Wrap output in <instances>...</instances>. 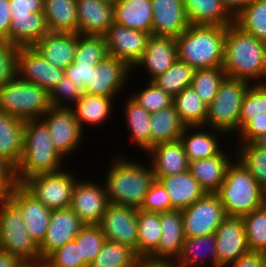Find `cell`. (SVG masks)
Instances as JSON below:
<instances>
[{
    "label": "cell",
    "mask_w": 266,
    "mask_h": 267,
    "mask_svg": "<svg viewBox=\"0 0 266 267\" xmlns=\"http://www.w3.org/2000/svg\"><path fill=\"white\" fill-rule=\"evenodd\" d=\"M226 77L248 82L266 80V42L243 31L235 23L226 27L224 61ZM261 78L265 79L261 81ZM250 80V81H249Z\"/></svg>",
    "instance_id": "cell-1"
},
{
    "label": "cell",
    "mask_w": 266,
    "mask_h": 267,
    "mask_svg": "<svg viewBox=\"0 0 266 267\" xmlns=\"http://www.w3.org/2000/svg\"><path fill=\"white\" fill-rule=\"evenodd\" d=\"M62 158L51 141L47 126L40 119L26 120L22 157L15 168L17 184L38 174L59 171Z\"/></svg>",
    "instance_id": "cell-2"
},
{
    "label": "cell",
    "mask_w": 266,
    "mask_h": 267,
    "mask_svg": "<svg viewBox=\"0 0 266 267\" xmlns=\"http://www.w3.org/2000/svg\"><path fill=\"white\" fill-rule=\"evenodd\" d=\"M113 162L103 183L109 203L140 209L155 179L151 167L122 157Z\"/></svg>",
    "instance_id": "cell-3"
},
{
    "label": "cell",
    "mask_w": 266,
    "mask_h": 267,
    "mask_svg": "<svg viewBox=\"0 0 266 267\" xmlns=\"http://www.w3.org/2000/svg\"><path fill=\"white\" fill-rule=\"evenodd\" d=\"M225 34L224 26L189 25L176 38L177 59L194 69L222 66Z\"/></svg>",
    "instance_id": "cell-4"
},
{
    "label": "cell",
    "mask_w": 266,
    "mask_h": 267,
    "mask_svg": "<svg viewBox=\"0 0 266 267\" xmlns=\"http://www.w3.org/2000/svg\"><path fill=\"white\" fill-rule=\"evenodd\" d=\"M216 194L227 217H243L266 203V192L238 160L229 165Z\"/></svg>",
    "instance_id": "cell-5"
},
{
    "label": "cell",
    "mask_w": 266,
    "mask_h": 267,
    "mask_svg": "<svg viewBox=\"0 0 266 267\" xmlns=\"http://www.w3.org/2000/svg\"><path fill=\"white\" fill-rule=\"evenodd\" d=\"M50 108L49 93L18 75L0 88V110L12 117L41 119Z\"/></svg>",
    "instance_id": "cell-6"
},
{
    "label": "cell",
    "mask_w": 266,
    "mask_h": 267,
    "mask_svg": "<svg viewBox=\"0 0 266 267\" xmlns=\"http://www.w3.org/2000/svg\"><path fill=\"white\" fill-rule=\"evenodd\" d=\"M251 82L225 77L217 95L207 107L205 125L221 134L239 132L240 108Z\"/></svg>",
    "instance_id": "cell-7"
},
{
    "label": "cell",
    "mask_w": 266,
    "mask_h": 267,
    "mask_svg": "<svg viewBox=\"0 0 266 267\" xmlns=\"http://www.w3.org/2000/svg\"><path fill=\"white\" fill-rule=\"evenodd\" d=\"M0 250L24 261L41 260L39 246L26 229L20 211L8 200H0Z\"/></svg>",
    "instance_id": "cell-8"
},
{
    "label": "cell",
    "mask_w": 266,
    "mask_h": 267,
    "mask_svg": "<svg viewBox=\"0 0 266 267\" xmlns=\"http://www.w3.org/2000/svg\"><path fill=\"white\" fill-rule=\"evenodd\" d=\"M72 173L59 170L38 174L26 179L21 185L39 202L51 210L68 208L77 182Z\"/></svg>",
    "instance_id": "cell-9"
},
{
    "label": "cell",
    "mask_w": 266,
    "mask_h": 267,
    "mask_svg": "<svg viewBox=\"0 0 266 267\" xmlns=\"http://www.w3.org/2000/svg\"><path fill=\"white\" fill-rule=\"evenodd\" d=\"M185 238L202 237L216 232L227 217L217 194L206 193L182 210Z\"/></svg>",
    "instance_id": "cell-10"
},
{
    "label": "cell",
    "mask_w": 266,
    "mask_h": 267,
    "mask_svg": "<svg viewBox=\"0 0 266 267\" xmlns=\"http://www.w3.org/2000/svg\"><path fill=\"white\" fill-rule=\"evenodd\" d=\"M50 133L55 149L64 158L81 144L82 130L70 107H54L40 119Z\"/></svg>",
    "instance_id": "cell-11"
},
{
    "label": "cell",
    "mask_w": 266,
    "mask_h": 267,
    "mask_svg": "<svg viewBox=\"0 0 266 267\" xmlns=\"http://www.w3.org/2000/svg\"><path fill=\"white\" fill-rule=\"evenodd\" d=\"M99 226L106 240L132 248L137 255V209L108 204Z\"/></svg>",
    "instance_id": "cell-12"
},
{
    "label": "cell",
    "mask_w": 266,
    "mask_h": 267,
    "mask_svg": "<svg viewBox=\"0 0 266 267\" xmlns=\"http://www.w3.org/2000/svg\"><path fill=\"white\" fill-rule=\"evenodd\" d=\"M108 55L123 61L130 69L141 59L151 35L113 23L104 35Z\"/></svg>",
    "instance_id": "cell-13"
},
{
    "label": "cell",
    "mask_w": 266,
    "mask_h": 267,
    "mask_svg": "<svg viewBox=\"0 0 266 267\" xmlns=\"http://www.w3.org/2000/svg\"><path fill=\"white\" fill-rule=\"evenodd\" d=\"M17 75L48 93L64 77V70L49 63L33 46L19 47Z\"/></svg>",
    "instance_id": "cell-14"
},
{
    "label": "cell",
    "mask_w": 266,
    "mask_h": 267,
    "mask_svg": "<svg viewBox=\"0 0 266 267\" xmlns=\"http://www.w3.org/2000/svg\"><path fill=\"white\" fill-rule=\"evenodd\" d=\"M109 204L105 186L89 181H77L70 208L85 225H99Z\"/></svg>",
    "instance_id": "cell-15"
},
{
    "label": "cell",
    "mask_w": 266,
    "mask_h": 267,
    "mask_svg": "<svg viewBox=\"0 0 266 267\" xmlns=\"http://www.w3.org/2000/svg\"><path fill=\"white\" fill-rule=\"evenodd\" d=\"M22 214L27 231L39 246L48 229L52 210L44 206L21 184H17L7 198Z\"/></svg>",
    "instance_id": "cell-16"
},
{
    "label": "cell",
    "mask_w": 266,
    "mask_h": 267,
    "mask_svg": "<svg viewBox=\"0 0 266 267\" xmlns=\"http://www.w3.org/2000/svg\"><path fill=\"white\" fill-rule=\"evenodd\" d=\"M218 267L231 266L249 252L242 217H226L214 233Z\"/></svg>",
    "instance_id": "cell-17"
},
{
    "label": "cell",
    "mask_w": 266,
    "mask_h": 267,
    "mask_svg": "<svg viewBox=\"0 0 266 267\" xmlns=\"http://www.w3.org/2000/svg\"><path fill=\"white\" fill-rule=\"evenodd\" d=\"M84 226L70 207L52 210L46 235L39 245L41 259H45L67 242L73 241Z\"/></svg>",
    "instance_id": "cell-18"
},
{
    "label": "cell",
    "mask_w": 266,
    "mask_h": 267,
    "mask_svg": "<svg viewBox=\"0 0 266 267\" xmlns=\"http://www.w3.org/2000/svg\"><path fill=\"white\" fill-rule=\"evenodd\" d=\"M130 71L123 61L108 55L96 65L91 83L85 87L84 93L115 98L124 82H127V76L131 75Z\"/></svg>",
    "instance_id": "cell-19"
},
{
    "label": "cell",
    "mask_w": 266,
    "mask_h": 267,
    "mask_svg": "<svg viewBox=\"0 0 266 267\" xmlns=\"http://www.w3.org/2000/svg\"><path fill=\"white\" fill-rule=\"evenodd\" d=\"M152 35L177 38L190 25L182 0H151Z\"/></svg>",
    "instance_id": "cell-20"
},
{
    "label": "cell",
    "mask_w": 266,
    "mask_h": 267,
    "mask_svg": "<svg viewBox=\"0 0 266 267\" xmlns=\"http://www.w3.org/2000/svg\"><path fill=\"white\" fill-rule=\"evenodd\" d=\"M161 239L157 249L147 258L155 261H176L185 240L182 210L160 213Z\"/></svg>",
    "instance_id": "cell-21"
},
{
    "label": "cell",
    "mask_w": 266,
    "mask_h": 267,
    "mask_svg": "<svg viewBox=\"0 0 266 267\" xmlns=\"http://www.w3.org/2000/svg\"><path fill=\"white\" fill-rule=\"evenodd\" d=\"M80 35L104 36L114 23L113 4L105 0H76Z\"/></svg>",
    "instance_id": "cell-22"
},
{
    "label": "cell",
    "mask_w": 266,
    "mask_h": 267,
    "mask_svg": "<svg viewBox=\"0 0 266 267\" xmlns=\"http://www.w3.org/2000/svg\"><path fill=\"white\" fill-rule=\"evenodd\" d=\"M176 60V39L151 35L141 59L135 66L145 67L152 81L155 77L165 73Z\"/></svg>",
    "instance_id": "cell-23"
},
{
    "label": "cell",
    "mask_w": 266,
    "mask_h": 267,
    "mask_svg": "<svg viewBox=\"0 0 266 267\" xmlns=\"http://www.w3.org/2000/svg\"><path fill=\"white\" fill-rule=\"evenodd\" d=\"M33 47L49 63L65 70L74 62L77 49V34L49 31Z\"/></svg>",
    "instance_id": "cell-24"
},
{
    "label": "cell",
    "mask_w": 266,
    "mask_h": 267,
    "mask_svg": "<svg viewBox=\"0 0 266 267\" xmlns=\"http://www.w3.org/2000/svg\"><path fill=\"white\" fill-rule=\"evenodd\" d=\"M149 152L153 159L151 169L154 177L175 175L189 170V161L180 140L159 143L147 153Z\"/></svg>",
    "instance_id": "cell-25"
},
{
    "label": "cell",
    "mask_w": 266,
    "mask_h": 267,
    "mask_svg": "<svg viewBox=\"0 0 266 267\" xmlns=\"http://www.w3.org/2000/svg\"><path fill=\"white\" fill-rule=\"evenodd\" d=\"M155 179L159 180L167 190L172 208L175 210L187 208L206 194L189 170Z\"/></svg>",
    "instance_id": "cell-26"
},
{
    "label": "cell",
    "mask_w": 266,
    "mask_h": 267,
    "mask_svg": "<svg viewBox=\"0 0 266 267\" xmlns=\"http://www.w3.org/2000/svg\"><path fill=\"white\" fill-rule=\"evenodd\" d=\"M190 25L224 26L234 23V16L222 0H182Z\"/></svg>",
    "instance_id": "cell-27"
},
{
    "label": "cell",
    "mask_w": 266,
    "mask_h": 267,
    "mask_svg": "<svg viewBox=\"0 0 266 267\" xmlns=\"http://www.w3.org/2000/svg\"><path fill=\"white\" fill-rule=\"evenodd\" d=\"M230 159L221 151L214 157L189 162V171L206 193L216 194L224 181L229 165L233 162Z\"/></svg>",
    "instance_id": "cell-28"
},
{
    "label": "cell",
    "mask_w": 266,
    "mask_h": 267,
    "mask_svg": "<svg viewBox=\"0 0 266 267\" xmlns=\"http://www.w3.org/2000/svg\"><path fill=\"white\" fill-rule=\"evenodd\" d=\"M114 22L152 35L151 0H118L113 4Z\"/></svg>",
    "instance_id": "cell-29"
},
{
    "label": "cell",
    "mask_w": 266,
    "mask_h": 267,
    "mask_svg": "<svg viewBox=\"0 0 266 267\" xmlns=\"http://www.w3.org/2000/svg\"><path fill=\"white\" fill-rule=\"evenodd\" d=\"M48 32L49 28L43 12L12 15L9 44L17 47L34 46Z\"/></svg>",
    "instance_id": "cell-30"
},
{
    "label": "cell",
    "mask_w": 266,
    "mask_h": 267,
    "mask_svg": "<svg viewBox=\"0 0 266 267\" xmlns=\"http://www.w3.org/2000/svg\"><path fill=\"white\" fill-rule=\"evenodd\" d=\"M25 121L0 110V157L14 168L22 157Z\"/></svg>",
    "instance_id": "cell-31"
},
{
    "label": "cell",
    "mask_w": 266,
    "mask_h": 267,
    "mask_svg": "<svg viewBox=\"0 0 266 267\" xmlns=\"http://www.w3.org/2000/svg\"><path fill=\"white\" fill-rule=\"evenodd\" d=\"M43 14L50 32H78L76 0H44Z\"/></svg>",
    "instance_id": "cell-32"
},
{
    "label": "cell",
    "mask_w": 266,
    "mask_h": 267,
    "mask_svg": "<svg viewBox=\"0 0 266 267\" xmlns=\"http://www.w3.org/2000/svg\"><path fill=\"white\" fill-rule=\"evenodd\" d=\"M195 128L204 129L203 126H185V129L179 138L187 155L188 161L192 162L218 155L222 149L219 146L216 134L214 135L213 132L211 134L210 131L209 133L207 131H199V129L198 131L196 130V132H191L192 129L194 130ZM188 131L191 134H189Z\"/></svg>",
    "instance_id": "cell-33"
},
{
    "label": "cell",
    "mask_w": 266,
    "mask_h": 267,
    "mask_svg": "<svg viewBox=\"0 0 266 267\" xmlns=\"http://www.w3.org/2000/svg\"><path fill=\"white\" fill-rule=\"evenodd\" d=\"M151 148L159 143L178 141L185 125L181 122L174 105L151 113Z\"/></svg>",
    "instance_id": "cell-34"
},
{
    "label": "cell",
    "mask_w": 266,
    "mask_h": 267,
    "mask_svg": "<svg viewBox=\"0 0 266 267\" xmlns=\"http://www.w3.org/2000/svg\"><path fill=\"white\" fill-rule=\"evenodd\" d=\"M207 256L211 257L212 266L218 267L216 237L214 234L185 238L182 250L175 263L178 267H196L204 259L206 260Z\"/></svg>",
    "instance_id": "cell-35"
},
{
    "label": "cell",
    "mask_w": 266,
    "mask_h": 267,
    "mask_svg": "<svg viewBox=\"0 0 266 267\" xmlns=\"http://www.w3.org/2000/svg\"><path fill=\"white\" fill-rule=\"evenodd\" d=\"M112 97L92 95L83 93L76 101L74 106L70 107L75 118L83 132V123L99 125L103 123L110 115L112 108Z\"/></svg>",
    "instance_id": "cell-36"
},
{
    "label": "cell",
    "mask_w": 266,
    "mask_h": 267,
    "mask_svg": "<svg viewBox=\"0 0 266 267\" xmlns=\"http://www.w3.org/2000/svg\"><path fill=\"white\" fill-rule=\"evenodd\" d=\"M137 256L147 259L158 247L161 239L160 213L137 209Z\"/></svg>",
    "instance_id": "cell-37"
},
{
    "label": "cell",
    "mask_w": 266,
    "mask_h": 267,
    "mask_svg": "<svg viewBox=\"0 0 266 267\" xmlns=\"http://www.w3.org/2000/svg\"><path fill=\"white\" fill-rule=\"evenodd\" d=\"M173 105L185 126H203L207 118V107L192 86L184 88L173 98Z\"/></svg>",
    "instance_id": "cell-38"
},
{
    "label": "cell",
    "mask_w": 266,
    "mask_h": 267,
    "mask_svg": "<svg viewBox=\"0 0 266 267\" xmlns=\"http://www.w3.org/2000/svg\"><path fill=\"white\" fill-rule=\"evenodd\" d=\"M125 118L128 130L134 142L144 151L151 149L150 119L151 113L129 98L125 103Z\"/></svg>",
    "instance_id": "cell-39"
},
{
    "label": "cell",
    "mask_w": 266,
    "mask_h": 267,
    "mask_svg": "<svg viewBox=\"0 0 266 267\" xmlns=\"http://www.w3.org/2000/svg\"><path fill=\"white\" fill-rule=\"evenodd\" d=\"M234 23L258 40L266 42V0H252L234 17Z\"/></svg>",
    "instance_id": "cell-40"
},
{
    "label": "cell",
    "mask_w": 266,
    "mask_h": 267,
    "mask_svg": "<svg viewBox=\"0 0 266 267\" xmlns=\"http://www.w3.org/2000/svg\"><path fill=\"white\" fill-rule=\"evenodd\" d=\"M194 72L192 66L177 59L165 73L155 77L152 82L174 98L184 88L191 86Z\"/></svg>",
    "instance_id": "cell-41"
},
{
    "label": "cell",
    "mask_w": 266,
    "mask_h": 267,
    "mask_svg": "<svg viewBox=\"0 0 266 267\" xmlns=\"http://www.w3.org/2000/svg\"><path fill=\"white\" fill-rule=\"evenodd\" d=\"M139 259L129 246L106 240L96 259L88 267H135Z\"/></svg>",
    "instance_id": "cell-42"
},
{
    "label": "cell",
    "mask_w": 266,
    "mask_h": 267,
    "mask_svg": "<svg viewBox=\"0 0 266 267\" xmlns=\"http://www.w3.org/2000/svg\"><path fill=\"white\" fill-rule=\"evenodd\" d=\"M225 77L226 75L222 66L195 69L191 86L201 100L206 105H209L215 99L218 88Z\"/></svg>",
    "instance_id": "cell-43"
},
{
    "label": "cell",
    "mask_w": 266,
    "mask_h": 267,
    "mask_svg": "<svg viewBox=\"0 0 266 267\" xmlns=\"http://www.w3.org/2000/svg\"><path fill=\"white\" fill-rule=\"evenodd\" d=\"M242 220L249 251L266 253V203Z\"/></svg>",
    "instance_id": "cell-44"
},
{
    "label": "cell",
    "mask_w": 266,
    "mask_h": 267,
    "mask_svg": "<svg viewBox=\"0 0 266 267\" xmlns=\"http://www.w3.org/2000/svg\"><path fill=\"white\" fill-rule=\"evenodd\" d=\"M240 143L237 151L238 161L255 177L261 188L266 192V150L254 142Z\"/></svg>",
    "instance_id": "cell-45"
},
{
    "label": "cell",
    "mask_w": 266,
    "mask_h": 267,
    "mask_svg": "<svg viewBox=\"0 0 266 267\" xmlns=\"http://www.w3.org/2000/svg\"><path fill=\"white\" fill-rule=\"evenodd\" d=\"M266 116V83L250 85L240 108L239 131L254 117Z\"/></svg>",
    "instance_id": "cell-46"
},
{
    "label": "cell",
    "mask_w": 266,
    "mask_h": 267,
    "mask_svg": "<svg viewBox=\"0 0 266 267\" xmlns=\"http://www.w3.org/2000/svg\"><path fill=\"white\" fill-rule=\"evenodd\" d=\"M108 56L104 36L77 34L75 63L98 64Z\"/></svg>",
    "instance_id": "cell-47"
},
{
    "label": "cell",
    "mask_w": 266,
    "mask_h": 267,
    "mask_svg": "<svg viewBox=\"0 0 266 267\" xmlns=\"http://www.w3.org/2000/svg\"><path fill=\"white\" fill-rule=\"evenodd\" d=\"M74 241L79 245L80 259L89 265L96 259L106 238L99 225H85Z\"/></svg>",
    "instance_id": "cell-48"
},
{
    "label": "cell",
    "mask_w": 266,
    "mask_h": 267,
    "mask_svg": "<svg viewBox=\"0 0 266 267\" xmlns=\"http://www.w3.org/2000/svg\"><path fill=\"white\" fill-rule=\"evenodd\" d=\"M131 98L149 113H154L173 105V97L152 81L144 90L142 89L141 92L133 94Z\"/></svg>",
    "instance_id": "cell-49"
},
{
    "label": "cell",
    "mask_w": 266,
    "mask_h": 267,
    "mask_svg": "<svg viewBox=\"0 0 266 267\" xmlns=\"http://www.w3.org/2000/svg\"><path fill=\"white\" fill-rule=\"evenodd\" d=\"M48 267H88L89 265L80 259L79 245L73 240L67 242L50 253L45 259Z\"/></svg>",
    "instance_id": "cell-50"
},
{
    "label": "cell",
    "mask_w": 266,
    "mask_h": 267,
    "mask_svg": "<svg viewBox=\"0 0 266 267\" xmlns=\"http://www.w3.org/2000/svg\"><path fill=\"white\" fill-rule=\"evenodd\" d=\"M83 91L71 82L68 76L64 75L54 88L49 92L51 106L54 107H71L83 95ZM67 101L71 102L68 104Z\"/></svg>",
    "instance_id": "cell-51"
},
{
    "label": "cell",
    "mask_w": 266,
    "mask_h": 267,
    "mask_svg": "<svg viewBox=\"0 0 266 267\" xmlns=\"http://www.w3.org/2000/svg\"><path fill=\"white\" fill-rule=\"evenodd\" d=\"M140 210L158 213L174 210L167 190L159 180L154 179L151 183Z\"/></svg>",
    "instance_id": "cell-52"
},
{
    "label": "cell",
    "mask_w": 266,
    "mask_h": 267,
    "mask_svg": "<svg viewBox=\"0 0 266 267\" xmlns=\"http://www.w3.org/2000/svg\"><path fill=\"white\" fill-rule=\"evenodd\" d=\"M19 47L8 44L0 51V88L17 75V54Z\"/></svg>",
    "instance_id": "cell-53"
},
{
    "label": "cell",
    "mask_w": 266,
    "mask_h": 267,
    "mask_svg": "<svg viewBox=\"0 0 266 267\" xmlns=\"http://www.w3.org/2000/svg\"><path fill=\"white\" fill-rule=\"evenodd\" d=\"M96 65L73 62L64 70V74L84 92L85 87L91 83L92 73Z\"/></svg>",
    "instance_id": "cell-54"
},
{
    "label": "cell",
    "mask_w": 266,
    "mask_h": 267,
    "mask_svg": "<svg viewBox=\"0 0 266 267\" xmlns=\"http://www.w3.org/2000/svg\"><path fill=\"white\" fill-rule=\"evenodd\" d=\"M16 185L15 168L0 157V200L7 199Z\"/></svg>",
    "instance_id": "cell-55"
},
{
    "label": "cell",
    "mask_w": 266,
    "mask_h": 267,
    "mask_svg": "<svg viewBox=\"0 0 266 267\" xmlns=\"http://www.w3.org/2000/svg\"><path fill=\"white\" fill-rule=\"evenodd\" d=\"M264 132H266V116L254 117L239 131L242 137L240 142H254Z\"/></svg>",
    "instance_id": "cell-56"
},
{
    "label": "cell",
    "mask_w": 266,
    "mask_h": 267,
    "mask_svg": "<svg viewBox=\"0 0 266 267\" xmlns=\"http://www.w3.org/2000/svg\"><path fill=\"white\" fill-rule=\"evenodd\" d=\"M44 0H9L12 15H29L43 12Z\"/></svg>",
    "instance_id": "cell-57"
},
{
    "label": "cell",
    "mask_w": 266,
    "mask_h": 267,
    "mask_svg": "<svg viewBox=\"0 0 266 267\" xmlns=\"http://www.w3.org/2000/svg\"><path fill=\"white\" fill-rule=\"evenodd\" d=\"M265 253L249 251L239 257L229 267H264Z\"/></svg>",
    "instance_id": "cell-58"
},
{
    "label": "cell",
    "mask_w": 266,
    "mask_h": 267,
    "mask_svg": "<svg viewBox=\"0 0 266 267\" xmlns=\"http://www.w3.org/2000/svg\"><path fill=\"white\" fill-rule=\"evenodd\" d=\"M11 18L12 12L10 10L9 0H0V35L5 36L8 42Z\"/></svg>",
    "instance_id": "cell-59"
},
{
    "label": "cell",
    "mask_w": 266,
    "mask_h": 267,
    "mask_svg": "<svg viewBox=\"0 0 266 267\" xmlns=\"http://www.w3.org/2000/svg\"><path fill=\"white\" fill-rule=\"evenodd\" d=\"M229 12L235 17L252 0H222Z\"/></svg>",
    "instance_id": "cell-60"
},
{
    "label": "cell",
    "mask_w": 266,
    "mask_h": 267,
    "mask_svg": "<svg viewBox=\"0 0 266 267\" xmlns=\"http://www.w3.org/2000/svg\"><path fill=\"white\" fill-rule=\"evenodd\" d=\"M22 262L19 257L0 250V267H19Z\"/></svg>",
    "instance_id": "cell-61"
},
{
    "label": "cell",
    "mask_w": 266,
    "mask_h": 267,
    "mask_svg": "<svg viewBox=\"0 0 266 267\" xmlns=\"http://www.w3.org/2000/svg\"><path fill=\"white\" fill-rule=\"evenodd\" d=\"M135 267H178L175 261H155L150 259H139Z\"/></svg>",
    "instance_id": "cell-62"
},
{
    "label": "cell",
    "mask_w": 266,
    "mask_h": 267,
    "mask_svg": "<svg viewBox=\"0 0 266 267\" xmlns=\"http://www.w3.org/2000/svg\"><path fill=\"white\" fill-rule=\"evenodd\" d=\"M19 267H48L44 259L38 261H24Z\"/></svg>",
    "instance_id": "cell-63"
},
{
    "label": "cell",
    "mask_w": 266,
    "mask_h": 267,
    "mask_svg": "<svg viewBox=\"0 0 266 267\" xmlns=\"http://www.w3.org/2000/svg\"><path fill=\"white\" fill-rule=\"evenodd\" d=\"M254 143L262 148V149H265L266 150V132H264L261 136H259L255 141Z\"/></svg>",
    "instance_id": "cell-64"
},
{
    "label": "cell",
    "mask_w": 266,
    "mask_h": 267,
    "mask_svg": "<svg viewBox=\"0 0 266 267\" xmlns=\"http://www.w3.org/2000/svg\"><path fill=\"white\" fill-rule=\"evenodd\" d=\"M9 44L7 38L3 35H0V51H2Z\"/></svg>",
    "instance_id": "cell-65"
},
{
    "label": "cell",
    "mask_w": 266,
    "mask_h": 267,
    "mask_svg": "<svg viewBox=\"0 0 266 267\" xmlns=\"http://www.w3.org/2000/svg\"><path fill=\"white\" fill-rule=\"evenodd\" d=\"M105 1H108V2H110V3H112V4H114V3H116L118 0H105Z\"/></svg>",
    "instance_id": "cell-66"
},
{
    "label": "cell",
    "mask_w": 266,
    "mask_h": 267,
    "mask_svg": "<svg viewBox=\"0 0 266 267\" xmlns=\"http://www.w3.org/2000/svg\"><path fill=\"white\" fill-rule=\"evenodd\" d=\"M264 267H266V253H265V263H264Z\"/></svg>",
    "instance_id": "cell-67"
}]
</instances>
